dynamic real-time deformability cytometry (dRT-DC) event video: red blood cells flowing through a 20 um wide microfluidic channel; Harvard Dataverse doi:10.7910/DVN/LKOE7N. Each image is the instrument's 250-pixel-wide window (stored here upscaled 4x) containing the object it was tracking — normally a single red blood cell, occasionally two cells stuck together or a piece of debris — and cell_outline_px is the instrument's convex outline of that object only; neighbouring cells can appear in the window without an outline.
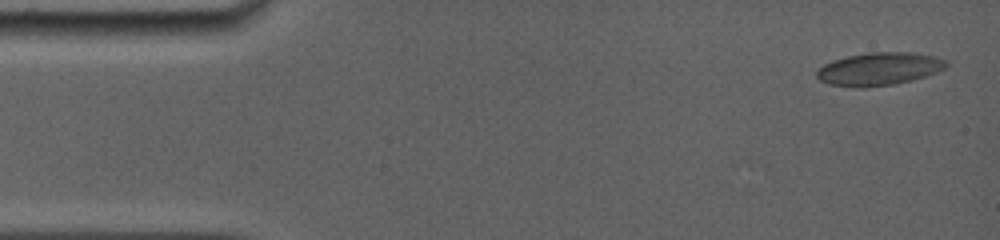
{"species": "common noctule bat (a hibernating species)", "species_latin": "Nyctalus noctula", "temperature_condition": "room temperature", "stored_images_in_passage": 6, "camera_frame_rate_fps": 5000, "um_per_image_px": 0.085, "animal": {"sex": "female", "body_mass_g": 19.0, "forearm_length_mm": 56.7}, "frame": {"image": 1, "passage_image": 1, "time_ms": 0.0, "image_size_px": [1000, 240], "cell_outline_px": [[948, 64], [944, 68], [936, 72], [912, 80], [892, 84], [864, 88], [860, 88], [828, 84], [820, 80], [816, 76], [816, 72], [824, 64], [832, 60], [848, 56], [868, 52], [912, 52], [936, 56], [948, 60]], "centroid_in_image_um": [74.72, 5.85], "position_along_channel_um": 10.3, "area_um2": 24.85}}
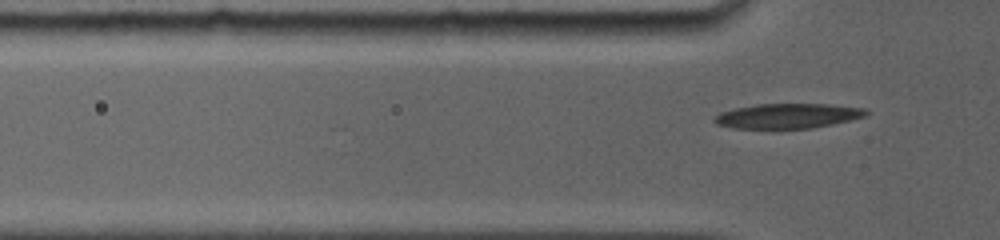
{"frame": {"image": 2, "passage_image": 6, "time_ms": 4.0, "image_size_px": [1000, 240], "cell_outline_px": [[868, 112], [864, 116], [852, 120], [812, 128], [732, 128], [716, 124], [712, 120], [720, 112], [732, 108], [756, 104], [828, 104], [868, 108]], "centroid_in_image_um": [66.95, 9.84], "position_along_channel_um": 58.9, "area_um2": 22.08}}